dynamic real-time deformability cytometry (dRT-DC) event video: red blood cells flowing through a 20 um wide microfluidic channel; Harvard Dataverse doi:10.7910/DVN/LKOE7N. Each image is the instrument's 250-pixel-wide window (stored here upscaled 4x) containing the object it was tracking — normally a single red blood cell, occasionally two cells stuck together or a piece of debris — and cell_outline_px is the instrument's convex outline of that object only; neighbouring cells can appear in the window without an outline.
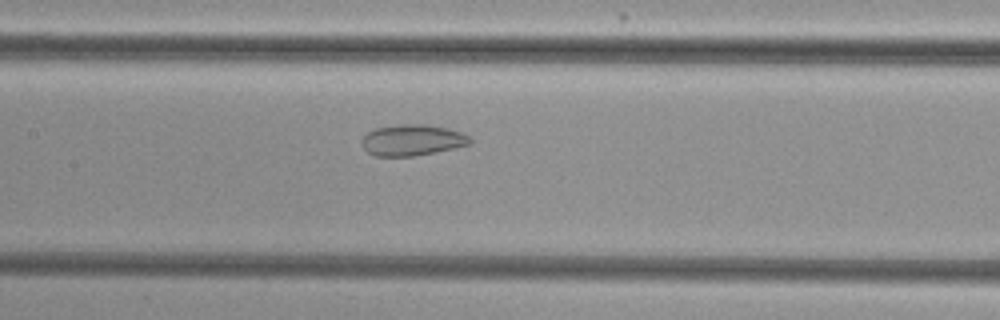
{"species": "common noctule bat (a hibernating species)", "species_latin": "Nyctalus noctula", "temperature_condition": "cold", "stored_images_in_passage": 48, "camera_frame_rate_fps": 3000, "um_per_image_px": 0.085, "animal": {"sex": "female", "body_mass_g": 29.2, "forearm_length_mm": 56.3}, "frame": {"image": 1, "passage_image": 22, "time_ms": 7.0, "image_size_px": [1000, 320], "cell_outline_px": [[472, 144], [436, 152], [412, 156], [376, 156], [368, 152], [364, 148], [364, 136], [368, 132], [376, 128], [400, 124], [424, 124], [448, 128], [460, 132], [468, 136], [472, 140]], "centroid_in_image_um": [35.09, 11.91], "position_along_channel_um": 172.3, "area_um2": 19.42}}
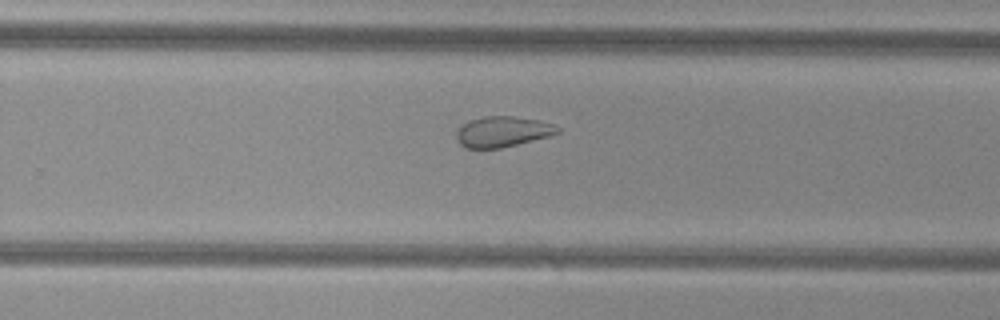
{"frame": {"image": 2, "passage_image": 31, "time_ms": 10.0, "image_size_px": [1000, 320], "cell_outline_px": [[560, 132], [552, 136], [500, 148], [464, 148], [456, 140], [456, 132], [468, 120], [484, 116], [512, 116], [540, 120], [552, 124], [560, 128]], "centroid_in_image_um": [42.73, 11.19], "position_along_channel_um": 287.1, "area_um2": 18.15}}
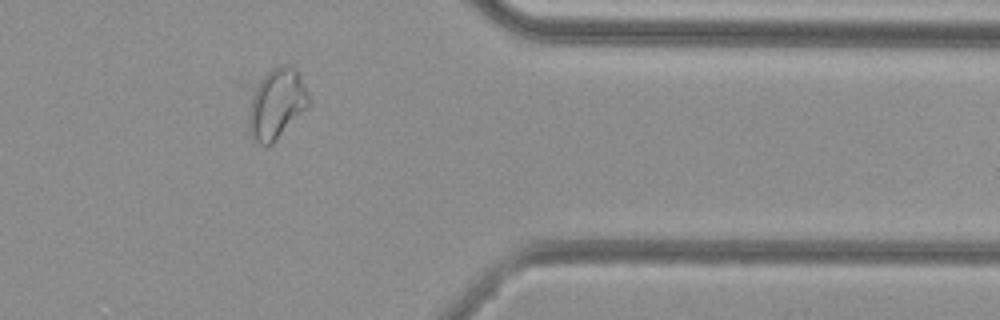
{"frame": {"image": 3, "passage_image": 40, "time_ms": 13.0, "image_size_px": [1000, 320], "cell_outline_px": [[312, 104], [272, 144], [256, 144], [252, 140], [248, 132], [236, 84], [236, 80], [284, 64], [288, 64], [296, 68], [308, 92]], "centroid_in_image_um": [23.15, 8.67], "position_along_channel_um": 388.3, "area_um2": 29.48}, "authors_computed_cell_mechanics": {"area_um2": 23.8714, "velocity_mm_per_s": 3.8342, "shape_relaxation_time_tau1_ms": null, "shape_relaxation_time_tau2_ms": 2.968, "deformation_change_tau1": null, "deformation_change_tau2": 0.0813}}